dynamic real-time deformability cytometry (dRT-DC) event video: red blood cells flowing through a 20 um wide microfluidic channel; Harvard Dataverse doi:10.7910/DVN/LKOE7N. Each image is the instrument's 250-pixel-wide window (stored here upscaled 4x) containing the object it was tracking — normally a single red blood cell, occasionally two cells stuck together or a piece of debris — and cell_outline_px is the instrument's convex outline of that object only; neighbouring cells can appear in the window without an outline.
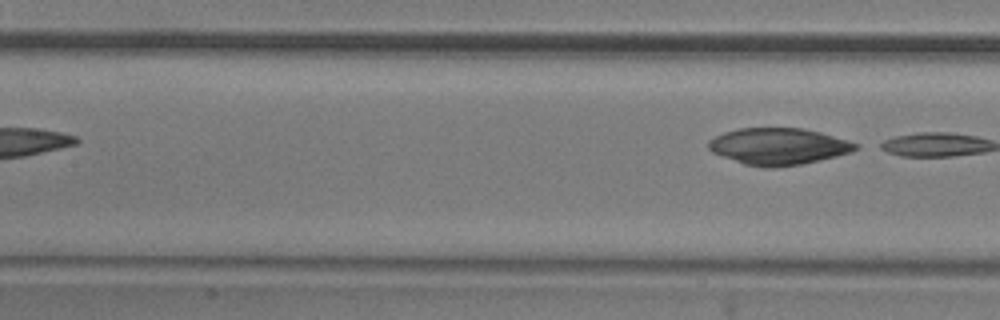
{"species": "common noctule bat (a hibernating species)", "species_latin": "Nyctalus noctula", "temperature_condition": "room temperature", "stored_images_in_passage": 7, "segment_of_instrument_passage": [2, 2], "camera_frame_rate_fps": 3000, "um_per_image_px": 0.085, "animal": {"sex": "male", "body_mass_g": 20.5, "forearm_length_mm": 52.5}, "frame": {"image": 1, "passage_image": 7, "time_ms": 2.0, "image_size_px": [1000, 320], "cell_outline_px": [[860, 148], [852, 152], [820, 160], [800, 164], [772, 168], [764, 168], [744, 164], [712, 152], [708, 148], [708, 140], [724, 132], [740, 128], [800, 128], [820, 132], [848, 140], [860, 144]], "centroid_in_image_um": [66.19, 12.44], "position_along_channel_um": 141.2, "area_um2": 31.44}}